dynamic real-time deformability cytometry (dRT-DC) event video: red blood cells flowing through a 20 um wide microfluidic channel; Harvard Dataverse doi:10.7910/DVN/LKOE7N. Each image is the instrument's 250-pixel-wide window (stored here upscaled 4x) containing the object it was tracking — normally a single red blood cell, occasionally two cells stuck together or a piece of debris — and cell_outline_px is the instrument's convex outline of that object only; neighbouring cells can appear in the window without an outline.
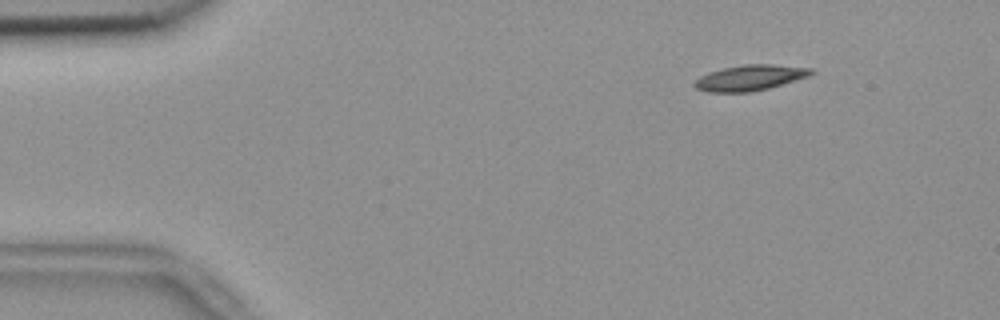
{"species": "common noctule bat (a hibernating species)", "species_latin": "Nyctalus noctula", "temperature_condition": "room temperature", "stored_images_in_passage": 50, "camera_frame_rate_fps": 3000, "um_per_image_px": 0.085, "animal": {"sex": "female", "body_mass_g": 18.4}, "frame": {"image": 1, "passage_image": 2, "time_ms": 0.333, "image_size_px": [1000, 320], "cell_outline_px": [[816, 72], [808, 76], [768, 88], [748, 92], [708, 92], [696, 88], [692, 84], [700, 76], [708, 72], [724, 68], [744, 64], [772, 64], [812, 68]], "centroid_in_image_um": [63.74, 6.6], "position_along_channel_um": 21.3, "area_um2": 17.28}}
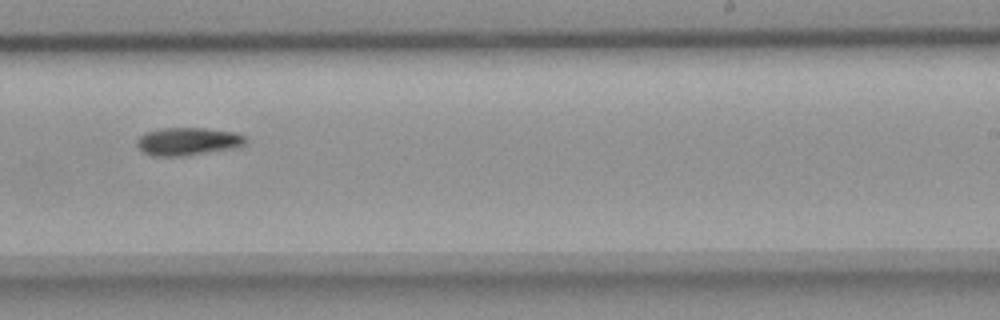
{"frame": {"image": 2, "passage_image": 29, "time_ms": 9.333, "image_size_px": [1000, 320], "cell_outline_px": [[248, 140], [244, 144], [228, 148], [184, 156], [152, 156], [144, 152], [136, 144], [136, 140], [144, 132], [160, 128], [204, 128], [236, 132], [244, 136]], "centroid_in_image_um": [15.91, 12.0], "position_along_channel_um": 273.1, "area_um2": 17.46}}
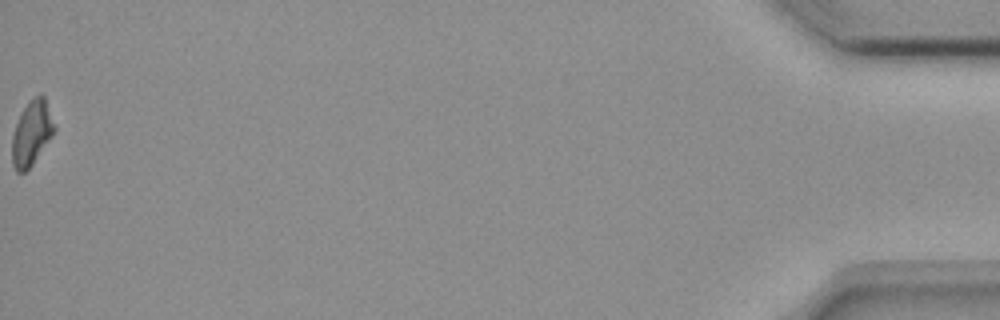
{"frame": {"image": 3, "passage_image": 50, "time_ms": 16.333, "image_size_px": [1000, 320], "cell_outline_px": [[56, 132], [32, 164], [24, 172], [16, 172], [12, 164], [12, 136], [20, 112], [28, 100], [40, 92], [44, 96], [56, 128]], "centroid_in_image_um": [2.7, 11.28], "position_along_channel_um": 432.5, "area_um2": 16.13}, "authors_computed_cell_mechanics": {"area_um2": 17.051, "velocity_mm_per_s": 3.7193, "shape_relaxation_time_tau1_ms": 5.552, "shape_relaxation_time_tau2_ms": null, "deformation_change_tau1": 0.1409, "deformation_change_tau2": null}}